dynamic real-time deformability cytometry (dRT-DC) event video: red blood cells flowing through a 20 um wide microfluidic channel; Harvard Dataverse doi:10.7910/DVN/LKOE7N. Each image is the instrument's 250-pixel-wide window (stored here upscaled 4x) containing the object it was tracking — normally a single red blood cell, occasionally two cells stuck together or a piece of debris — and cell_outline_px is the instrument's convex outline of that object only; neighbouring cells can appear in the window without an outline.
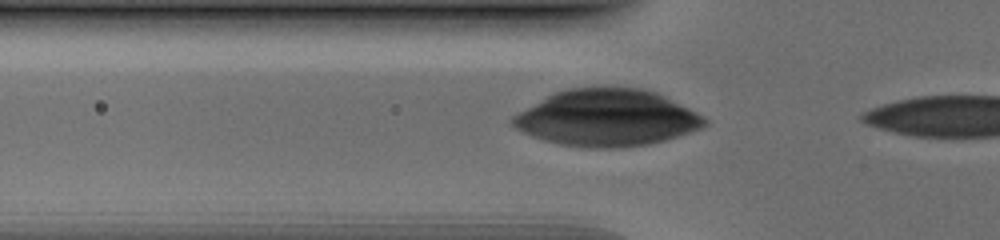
{"species": "human", "species_latin": "Homo sapiens", "temperature_condition": "cold", "stored_images_in_passage": 8, "camera_frame_rate_fps": 3000, "um_per_image_px": 0.085, "donor": {"sex": "male"}, "frame": {"image": 1, "passage_image": 2, "time_ms": 0.333, "image_size_px": [1000, 240], "cell_outline_px": [[708, 124], [700, 128], [664, 140], [648, 144], [616, 148], [588, 148], [560, 144], [544, 140], [532, 136], [516, 128], [508, 120], [512, 116], [552, 92], [568, 88], [596, 84], [608, 84], [644, 88], [656, 92], [704, 116], [708, 120]], "centroid_in_image_um": [51.55, 9.96], "position_along_channel_um": 74.3, "area_um2": 64.39}}
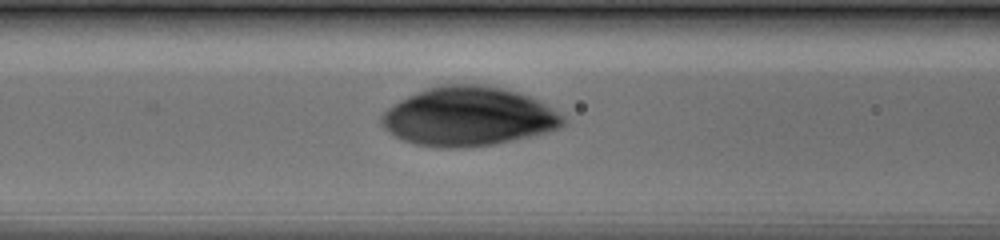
{"frame": {"image": 2, "passage_image": 6, "time_ms": 1.667, "image_size_px": [1000, 240], "cell_outline_px": [[564, 124], [548, 132], [492, 144], [460, 148], [440, 148], [416, 144], [404, 140], [388, 132], [380, 124], [380, 116], [388, 108], [400, 100], [408, 96], [428, 88], [440, 84], [484, 84], [504, 88], [528, 96], [544, 104], [564, 116]], "centroid_in_image_um": [39.77, 9.9], "position_along_channel_um": 126.8, "area_um2": 62.08}}